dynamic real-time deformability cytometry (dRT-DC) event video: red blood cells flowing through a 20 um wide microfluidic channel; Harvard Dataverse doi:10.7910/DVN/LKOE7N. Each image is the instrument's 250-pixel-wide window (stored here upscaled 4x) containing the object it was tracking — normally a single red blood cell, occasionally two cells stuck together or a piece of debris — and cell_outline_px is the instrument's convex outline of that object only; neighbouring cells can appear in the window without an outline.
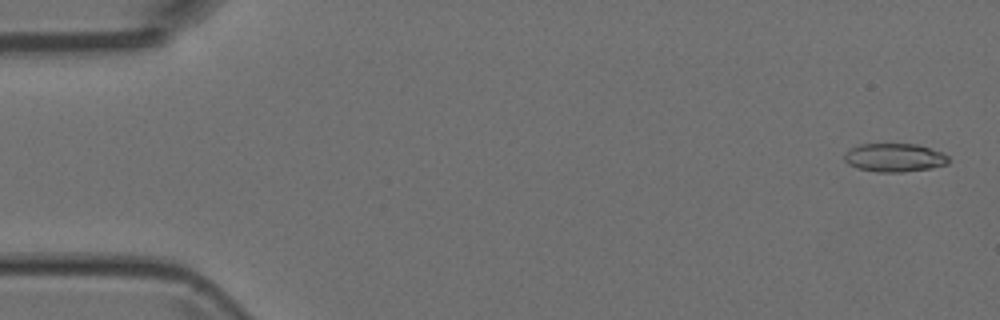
{"species": "Egyptian fruit bat (a non-hibernating species)", "species_latin": "Rousettus aegyptiacus", "temperature_condition": "room temperature", "stored_images_in_passage": 51, "camera_frame_rate_fps": 3000, "um_per_image_px": 0.085, "animal": {"sex": "female"}, "frame": {"image": 1, "passage_image": 2, "time_ms": 0.333, "image_size_px": [1000, 320], "cell_outline_px": [[948, 164], [928, 168], [904, 172], [876, 172], [856, 168], [848, 164], [844, 160], [844, 156], [848, 148], [860, 144], [916, 144], [944, 152], [948, 156]], "centroid_in_image_um": [76.0, 13.39], "position_along_channel_um": 9.0, "area_um2": 17.4}}
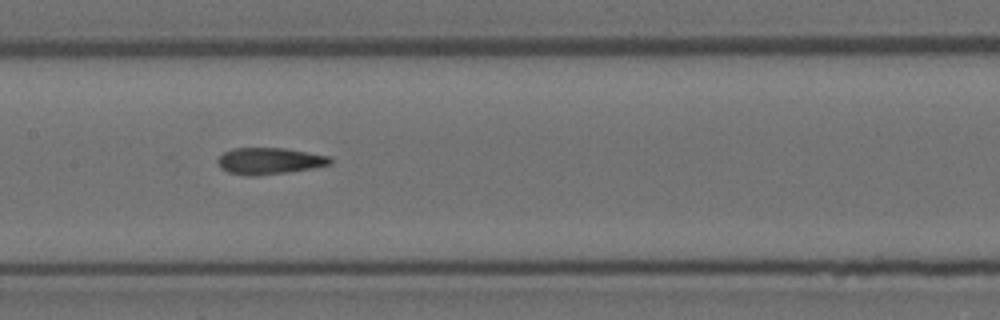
{"frame": {"image": 2, "passage_image": 25, "time_ms": 8.0, "image_size_px": [1000, 320], "cell_outline_px": [[332, 164], [312, 168], [284, 172], [228, 172], [220, 168], [216, 160], [224, 152], [232, 148], [284, 148], [332, 156]], "centroid_in_image_um": [22.97, 13.61], "position_along_channel_um": 184.4, "area_um2": 16.53}}
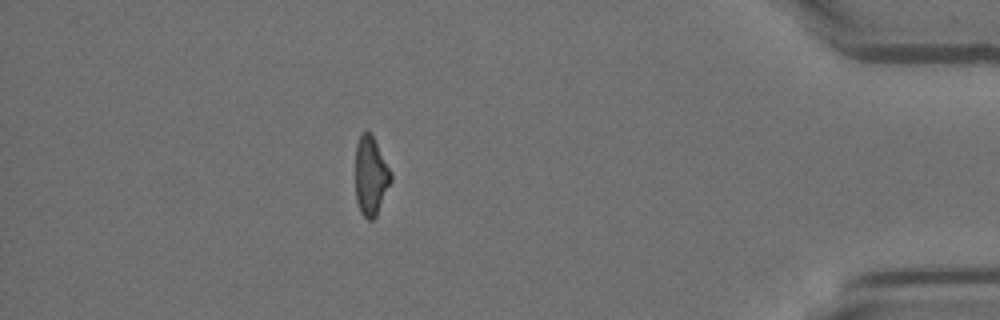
{"frame": {"image": 3, "passage_image": 45, "time_ms": 14.667, "image_size_px": [1000, 320], "cell_outline_px": [[392, 180], [376, 216], [372, 220], [368, 220], [360, 212], [356, 200], [356, 144], [360, 136], [364, 132], [368, 132], [372, 136], [392, 172]], "centroid_in_image_um": [31.52, 15.0], "position_along_channel_um": 403.7, "area_um2": 16.13}}